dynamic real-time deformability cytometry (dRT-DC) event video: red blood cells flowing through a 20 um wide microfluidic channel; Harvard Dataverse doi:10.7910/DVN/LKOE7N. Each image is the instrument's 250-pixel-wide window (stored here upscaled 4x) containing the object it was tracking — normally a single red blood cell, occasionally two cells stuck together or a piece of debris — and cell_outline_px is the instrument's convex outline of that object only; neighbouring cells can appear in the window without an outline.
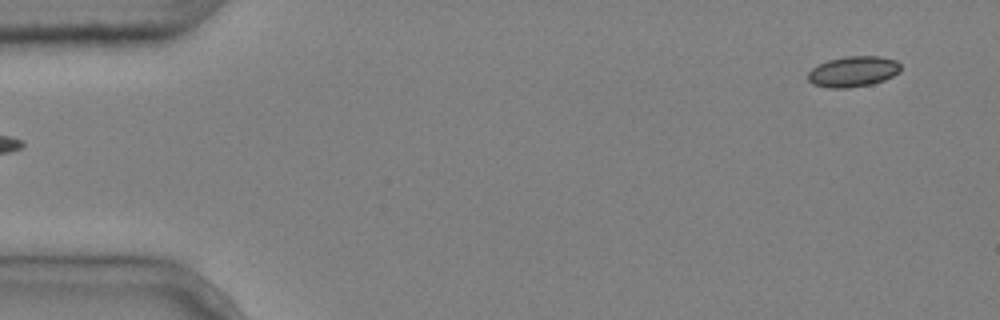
{"species": "common noctule bat (a hibernating species)", "species_latin": "Nyctalus noctula", "temperature_condition": "cold", "stored_images_in_passage": 5, "segment_of_instrument_passage": [2, 2], "camera_frame_rate_fps": 3000, "um_per_image_px": 0.085, "animal": {"sex": "male", "body_mass_g": 20.4}, "frame": {"image": 1, "passage_image": 5, "time_ms": 1.333, "image_size_px": [1000, 320], "cell_outline_px": [[900, 72], [884, 80], [872, 84], [848, 88], [828, 88], [812, 84], [808, 80], [808, 72], [812, 68], [828, 60], [844, 56], [880, 56], [896, 60], [900, 64]], "centroid_in_image_um": [72.51, 6.08], "position_along_channel_um": 12.5, "area_um2": 16.65}}